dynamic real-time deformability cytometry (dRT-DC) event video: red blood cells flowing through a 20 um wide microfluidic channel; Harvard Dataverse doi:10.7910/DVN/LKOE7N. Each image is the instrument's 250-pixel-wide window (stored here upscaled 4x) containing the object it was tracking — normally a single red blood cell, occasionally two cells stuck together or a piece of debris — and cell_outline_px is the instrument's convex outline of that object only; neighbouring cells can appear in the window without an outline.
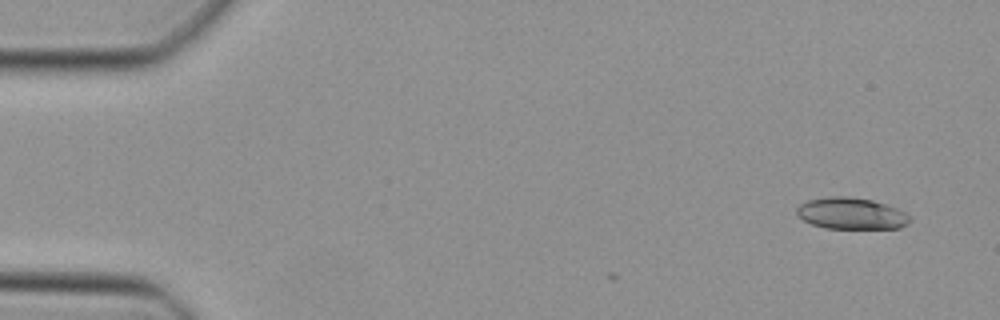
{"species": "Egyptian fruit bat (a non-hibernating species)", "species_latin": "Rousettus aegyptiacus", "temperature_condition": "cold", "stored_images_in_passage": 3, "camera_frame_rate_fps": 3000, "um_per_image_px": 0.085, "animal": {"sex": "female"}, "frame": {"image": 1, "passage_image": 3, "time_ms": 0.667, "image_size_px": [1000, 320], "cell_outline_px": [[912, 220], [908, 224], [900, 228], [824, 228], [812, 224], [804, 220], [796, 212], [796, 208], [800, 204], [808, 200], [832, 196], [848, 196], [872, 200], [896, 208], [912, 216]], "centroid_in_image_um": [72.39, 18.15], "position_along_channel_um": 12.6, "area_um2": 20.75}}